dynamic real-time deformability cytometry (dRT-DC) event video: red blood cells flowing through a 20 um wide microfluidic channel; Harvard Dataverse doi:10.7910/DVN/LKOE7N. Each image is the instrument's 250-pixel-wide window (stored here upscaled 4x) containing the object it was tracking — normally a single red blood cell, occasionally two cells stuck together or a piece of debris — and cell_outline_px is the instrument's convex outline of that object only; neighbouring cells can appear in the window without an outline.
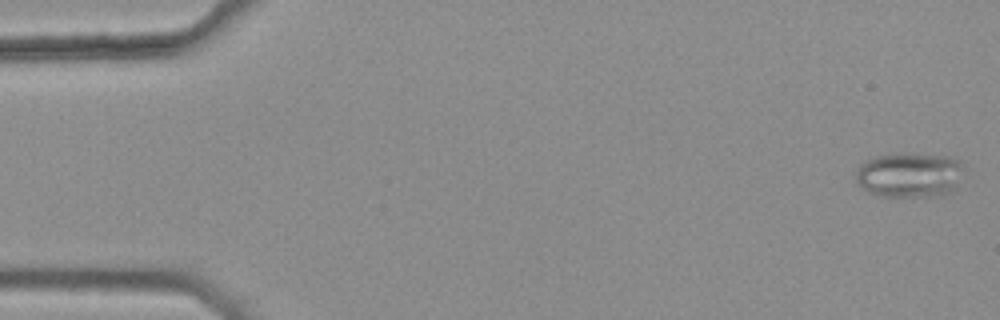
{"species": "common noctule bat (a hibernating species)", "species_latin": "Nyctalus noctula", "temperature_condition": "warm", "stored_images_in_passage": 5, "camera_frame_rate_fps": 3000, "um_per_image_px": 0.085, "animal": {"sex": "female", "body_mass_g": 25.1}, "frame": {"image": 1, "passage_image": 1, "time_ms": 0.0, "image_size_px": [1000, 320], "cell_outline_px": [[960, 168], [956, 188], [952, 192], [944, 196], [880, 196], [868, 192], [856, 180], [856, 168], [864, 160], [876, 156], [896, 152], [912, 152], [948, 156], [956, 160], [960, 164]], "centroid_in_image_um": [77.25, 14.85], "position_along_channel_um": 7.7, "area_um2": 28.55}}